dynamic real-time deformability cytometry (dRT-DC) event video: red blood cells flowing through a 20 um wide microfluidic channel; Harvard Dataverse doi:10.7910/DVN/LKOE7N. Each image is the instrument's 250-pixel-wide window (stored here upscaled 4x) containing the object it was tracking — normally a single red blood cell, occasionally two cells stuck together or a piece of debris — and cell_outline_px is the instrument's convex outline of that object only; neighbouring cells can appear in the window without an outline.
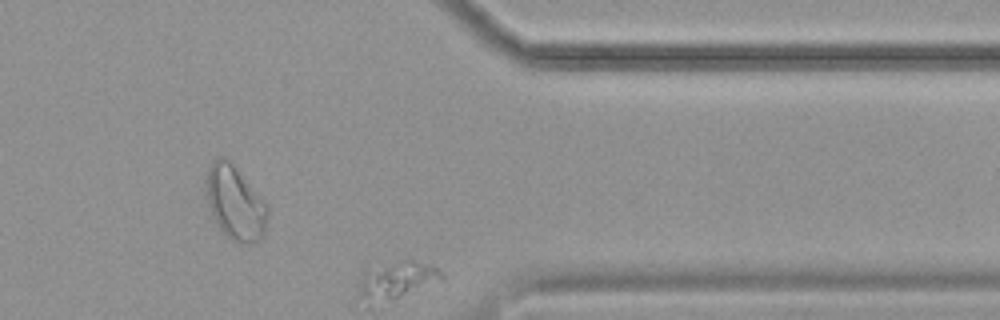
{"species": "common noctule bat (a hibernating species)", "species_latin": "Nyctalus noctula", "temperature_condition": "cold", "stored_images_in_passage": 57, "segment_of_instrument_passage": [2, 2], "camera_frame_rate_fps": 3000, "um_per_image_px": 0.085, "animal": {"sex": "female", "body_mass_g": 19.9}, "frame": {"image": 1, "passage_image": 48, "time_ms": 15.667, "image_size_px": [1000, 320], "cell_outline_px": [[268, 216], [264, 232], [260, 240], [252, 244], [244, 244], [232, 240], [216, 224], [212, 216], [208, 204], [204, 180], [208, 168], [212, 160], [220, 156], [224, 156], [236, 168], [268, 204]], "centroid_in_image_um": [19.97, 17.24], "position_along_channel_um": 391.4, "area_um2": 26.7}}
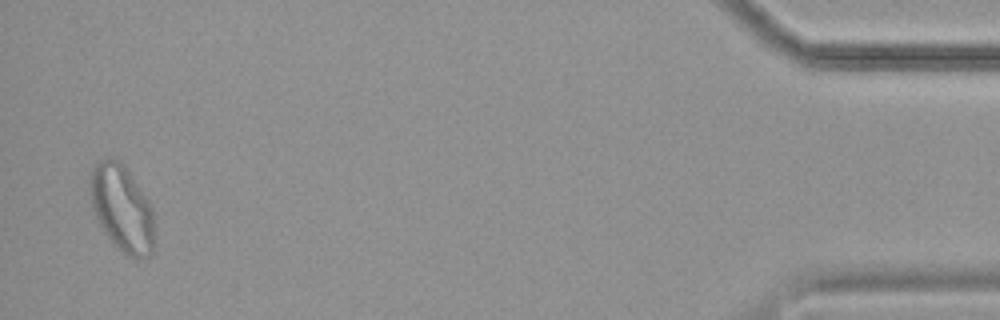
{"frame": {"image": 2, "passage_image": 56, "time_ms": 18.333, "image_size_px": [1000, 320], "cell_outline_px": [[152, 252], [148, 256], [140, 260], [136, 260], [124, 256], [108, 236], [100, 224], [92, 208], [88, 184], [88, 180], [92, 164], [108, 156], [120, 160], [124, 164], [148, 200], [152, 208]], "centroid_in_image_um": [10.31, 17.67], "position_along_channel_um": 424.9, "area_um2": 32.71}}